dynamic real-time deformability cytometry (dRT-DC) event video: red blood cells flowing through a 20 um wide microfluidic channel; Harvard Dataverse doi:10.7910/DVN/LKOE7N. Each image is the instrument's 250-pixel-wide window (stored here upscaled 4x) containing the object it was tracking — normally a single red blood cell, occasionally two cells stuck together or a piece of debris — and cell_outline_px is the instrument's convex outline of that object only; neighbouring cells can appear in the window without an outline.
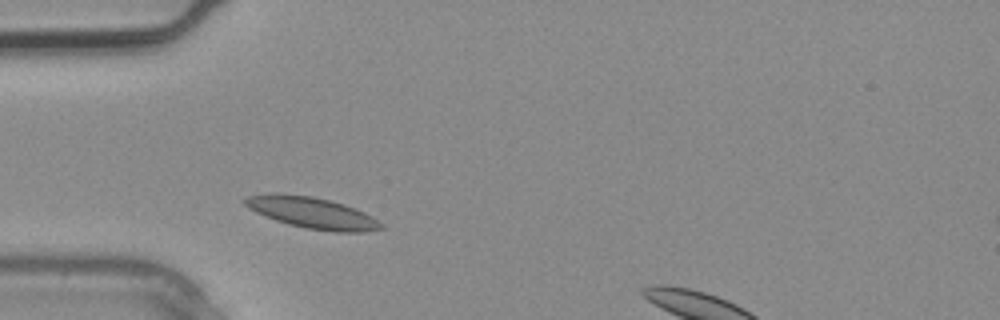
{"species": "common noctule bat (a hibernating species)", "species_latin": "Nyctalus noctula", "temperature_condition": "warm", "stored_images_in_passage": 2, "camera_frame_rate_fps": 3000, "um_per_image_px": 0.085, "animal": {"sex": "male", "body_mass_g": 20.4}, "frame": {"image": 1, "passage_image": 1, "time_ms": 0.0, "image_size_px": [1000, 320], "cell_outline_px": [[384, 228], [364, 232], [332, 232], [304, 228], [288, 224], [276, 220], [256, 212], [248, 208], [240, 200], [248, 196], [272, 192], [276, 192], [312, 196], [344, 204], [364, 212], [384, 224]], "centroid_in_image_um": [26.5, 18.08], "position_along_channel_um": 58.5, "area_um2": 25.03}}